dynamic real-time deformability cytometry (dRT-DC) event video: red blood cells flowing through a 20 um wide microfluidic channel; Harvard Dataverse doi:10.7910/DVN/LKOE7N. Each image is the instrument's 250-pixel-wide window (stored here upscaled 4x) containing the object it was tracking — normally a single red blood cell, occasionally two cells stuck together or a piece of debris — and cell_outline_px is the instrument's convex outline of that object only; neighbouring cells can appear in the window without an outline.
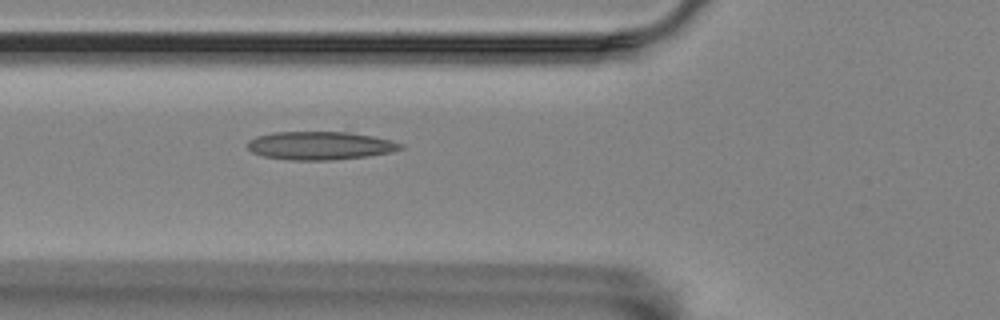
{"species": "Egyptian fruit bat (a non-hibernating species)", "species_latin": "Rousettus aegyptiacus", "temperature_condition": "room temperature", "stored_images_in_passage": 33, "camera_frame_rate_fps": 3000, "um_per_image_px": 0.085, "animal": {"sex": "female"}, "frame": {"image": 1, "passage_image": 5, "time_ms": 1.333, "image_size_px": [1000, 320], "cell_outline_px": [[404, 148], [392, 152], [368, 156], [332, 160], [288, 160], [264, 156], [252, 152], [248, 148], [248, 140], [256, 136], [272, 132], [348, 132], [372, 136], [392, 140], [404, 144]], "centroid_in_image_um": [27.23, 12.38], "position_along_channel_um": 98.6, "area_um2": 25.32}}
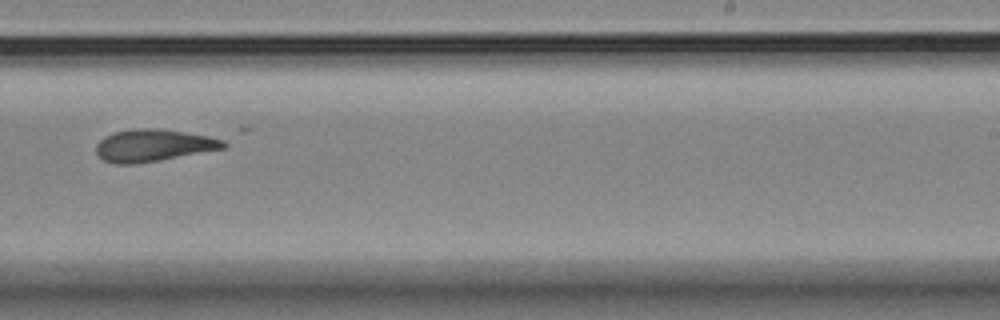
{"frame": {"image": 2, "passage_image": 20, "time_ms": 6.333, "image_size_px": [1000, 320], "cell_outline_px": [[248, 128], [224, 148], [160, 160], [136, 164], [112, 164], [104, 160], [96, 152], [96, 144], [104, 136], [112, 132], [132, 128], [244, 124], [248, 124]], "centroid_in_image_um": [14.0, 12.11], "position_along_channel_um": 275.0, "area_um2": 29.88}}
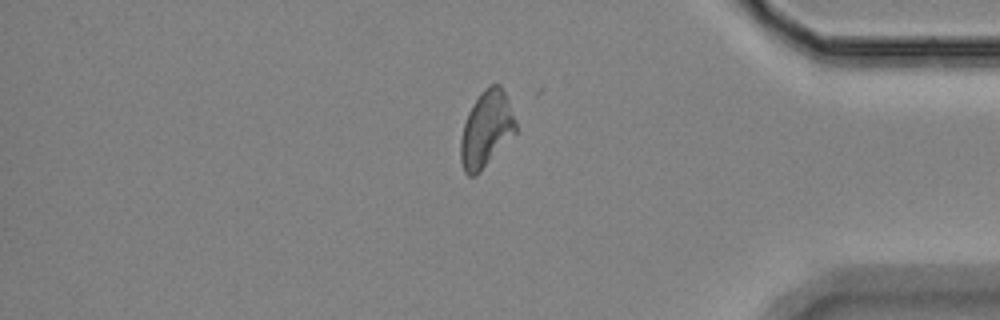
{"frame": {"image": 3, "passage_image": 32, "time_ms": 10.333, "image_size_px": [1000, 320], "cell_outline_px": [[516, 132], [480, 172], [476, 176], [468, 176], [464, 172], [460, 160], [460, 140], [464, 124], [468, 112], [472, 104], [480, 92], [492, 84], [500, 84], [508, 100], [516, 120]], "centroid_in_image_um": [41.32, 10.99], "position_along_channel_um": 393.9, "area_um2": 24.39}}